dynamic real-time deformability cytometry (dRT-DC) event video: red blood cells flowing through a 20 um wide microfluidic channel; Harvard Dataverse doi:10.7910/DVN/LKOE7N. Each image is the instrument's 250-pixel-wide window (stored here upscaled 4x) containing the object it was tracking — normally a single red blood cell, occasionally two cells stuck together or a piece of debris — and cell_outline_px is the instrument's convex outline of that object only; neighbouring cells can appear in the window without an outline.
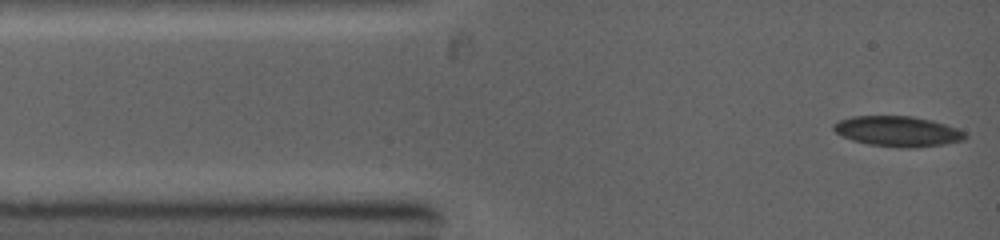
{"species": "common noctule bat (a hibernating species)", "species_latin": "Nyctalus noctula", "temperature_condition": "warm", "stored_images_in_passage": 13, "camera_frame_rate_fps": 5000, "um_per_image_px": 0.085, "animal": {"sex": "female", "body_mass_g": 19.0, "forearm_length_mm": 53.3}, "frame": {"image": 1, "passage_image": 1, "time_ms": 0.0, "image_size_px": [1000, 240], "cell_outline_px": [[968, 136], [964, 140], [944, 144], [916, 148], [900, 148], [868, 144], [852, 140], [836, 132], [832, 128], [832, 124], [840, 120], [852, 116], [912, 116], [932, 120], [956, 128], [964, 132]], "centroid_in_image_um": [76.31, 11.17], "position_along_channel_um": 8.7, "area_um2": 23.29}}
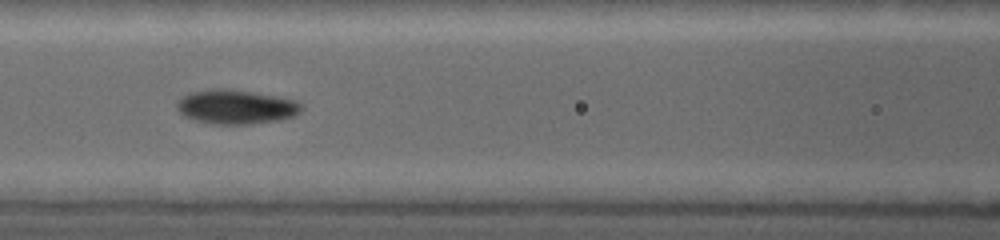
{"frame": {"image": 2, "passage_image": 8, "time_ms": 4.2, "image_size_px": [1000, 240], "cell_outline_px": [[300, 112], [292, 116], [276, 120], [248, 124], [212, 124], [196, 120], [184, 116], [176, 108], [176, 100], [188, 92], [208, 88], [232, 88], [276, 96], [296, 100], [300, 104]], "centroid_in_image_um": [19.97, 9.05], "position_along_channel_um": 146.6, "area_um2": 25.03}}
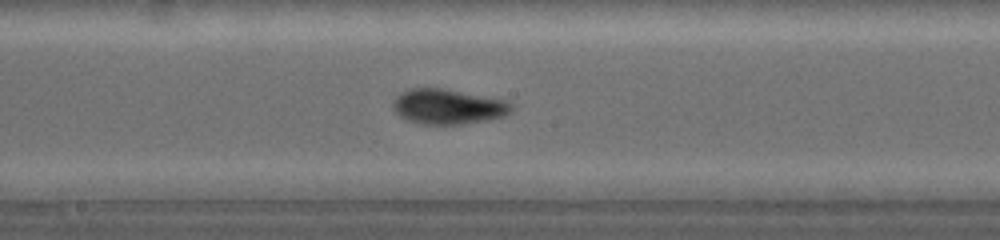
{"frame": {"image": 3, "passage_image": 11, "time_ms": 5.6, "image_size_px": [1000, 240], "cell_outline_px": [[512, 108], [504, 116], [488, 120], [460, 124], [420, 124], [408, 120], [400, 116], [392, 108], [392, 104], [396, 96], [400, 92], [408, 88], [444, 88], [504, 100], [512, 104]], "centroid_in_image_um": [38.03, 9.05], "position_along_channel_um": 210.2, "area_um2": 24.16}}